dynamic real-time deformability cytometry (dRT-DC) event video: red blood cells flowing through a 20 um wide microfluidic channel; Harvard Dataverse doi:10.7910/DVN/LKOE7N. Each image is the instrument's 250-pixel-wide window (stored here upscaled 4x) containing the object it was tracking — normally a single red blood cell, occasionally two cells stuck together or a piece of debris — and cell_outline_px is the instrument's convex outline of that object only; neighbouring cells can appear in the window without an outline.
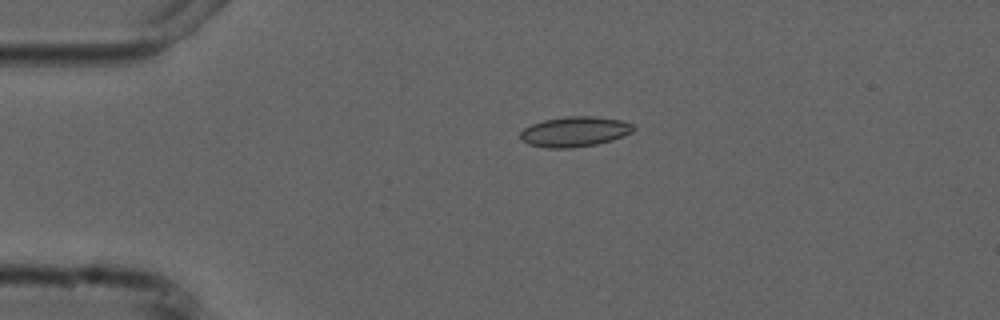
{"species": "common noctule bat (a hibernating species)", "species_latin": "Nyctalus noctula", "temperature_condition": "cold", "stored_images_in_passage": 4, "camera_frame_rate_fps": 3000, "um_per_image_px": 0.085, "animal": {"sex": "male", "forearm_length_mm": 52.5}, "frame": {"image": 1, "passage_image": 3, "time_ms": 3.0, "image_size_px": [1000, 320], "cell_outline_px": [[636, 128], [632, 132], [624, 136], [612, 140], [596, 144], [572, 148], [544, 148], [528, 144], [520, 140], [520, 132], [524, 128], [532, 124], [544, 120], [568, 116], [592, 116], [620, 120], [632, 124]], "centroid_in_image_um": [48.83, 11.2], "position_along_channel_um": 36.2, "area_um2": 19.94}}